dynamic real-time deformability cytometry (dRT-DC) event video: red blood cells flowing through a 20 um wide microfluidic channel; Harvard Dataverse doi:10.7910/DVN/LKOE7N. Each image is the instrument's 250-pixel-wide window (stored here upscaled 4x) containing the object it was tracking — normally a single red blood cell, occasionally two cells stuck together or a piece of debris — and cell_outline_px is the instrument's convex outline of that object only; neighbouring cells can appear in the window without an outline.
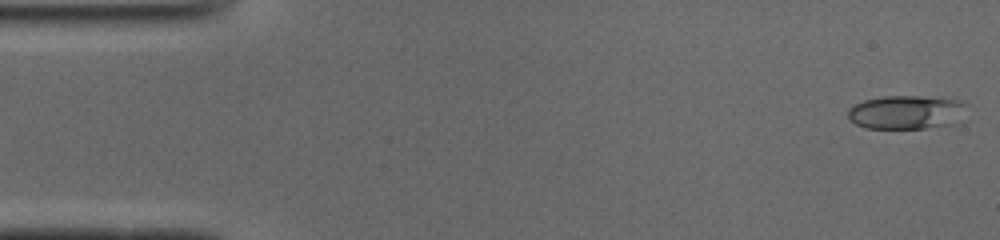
{"species": "common noctule bat (a hibernating species)", "species_latin": "Nyctalus noctula", "temperature_condition": "cold", "stored_images_in_passage": 44, "camera_frame_rate_fps": 3000, "um_per_image_px": 0.085, "animal": {"sex": "male", "body_mass_g": 19.0, "forearm_length_mm": 50.8}, "frame": {"image": 1, "passage_image": 1, "time_ms": 0.0, "image_size_px": [1000, 240], "cell_outline_px": [[968, 104], [952, 124], [924, 128], [864, 128], [848, 120], [848, 108], [852, 104], [864, 100], [884, 96], [920, 96], [964, 100]], "centroid_in_image_um": [76.97, 9.52], "position_along_channel_um": 8.0, "area_um2": 23.35}}
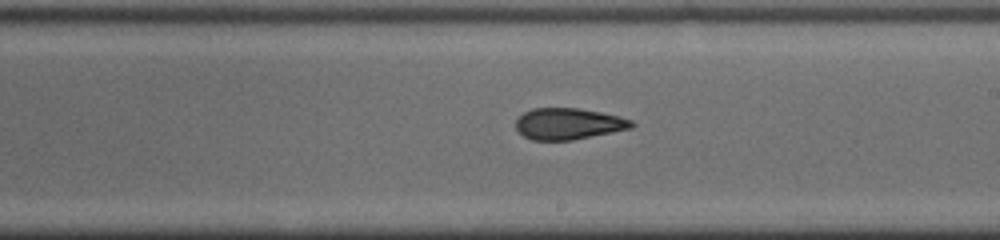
{"frame": {"image": 2, "passage_image": 28, "time_ms": 9.0, "image_size_px": [1000, 240], "cell_outline_px": [[636, 124], [632, 128], [572, 140], [532, 140], [524, 136], [516, 128], [516, 120], [524, 112], [532, 108], [576, 108], [600, 112], [632, 120]], "centroid_in_image_um": [48.31, 10.52], "position_along_channel_um": 240.7, "area_um2": 20.98}}
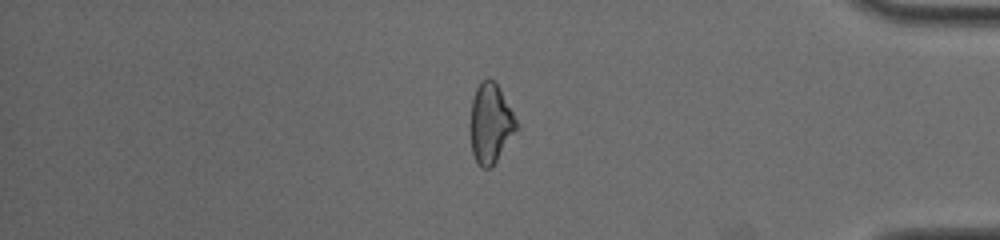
{"frame": {"image": 3, "passage_image": 42, "time_ms": 13.667, "image_size_px": [1000, 240], "cell_outline_px": [[516, 128], [496, 160], [488, 168], [480, 168], [476, 164], [472, 152], [468, 128], [468, 124], [472, 100], [476, 88], [480, 80], [488, 76], [496, 84], [512, 112], [516, 120]], "centroid_in_image_um": [41.6, 10.48], "position_along_channel_um": 393.6, "area_um2": 21.21}, "authors_computed_cell_mechanics": {"area_um2": 21.6461, "velocity_mm_per_s": 3.9512, "shape_relaxation_time_tau1_ms": null, "shape_relaxation_time_tau2_ms": 2.8232, "deformation_change_tau1": null, "deformation_change_tau2": 0.1143}}